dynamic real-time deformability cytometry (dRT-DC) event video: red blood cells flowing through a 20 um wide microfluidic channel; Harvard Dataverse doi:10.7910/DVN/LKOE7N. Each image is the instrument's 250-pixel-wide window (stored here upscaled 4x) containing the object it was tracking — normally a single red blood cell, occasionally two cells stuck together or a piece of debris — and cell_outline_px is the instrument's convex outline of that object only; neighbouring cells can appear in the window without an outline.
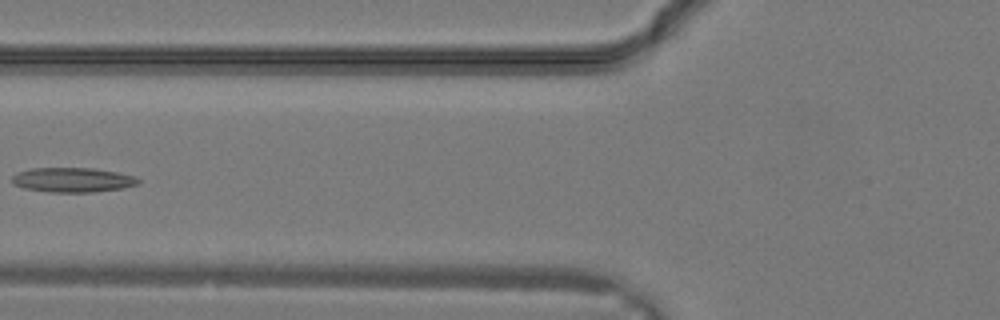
{"species": "common noctule bat (a hibernating species)", "species_latin": "Nyctalus noctula", "temperature_condition": "warm", "stored_images_in_passage": 24, "camera_frame_rate_fps": 3000, "um_per_image_px": 0.085, "animal": {"sex": "male", "body_mass_g": 19.2, "forearm_length_mm": 51.8}, "frame": {"image": 1, "passage_image": 7, "time_ms": 2.0, "image_size_px": [1000, 320], "cell_outline_px": [[140, 184], [124, 188], [92, 192], [52, 192], [24, 188], [16, 184], [12, 180], [12, 176], [16, 172], [32, 168], [92, 168], [116, 172], [136, 176], [140, 180]], "centroid_in_image_um": [6.22, 15.29], "position_along_channel_um": 119.6, "area_um2": 18.09}}
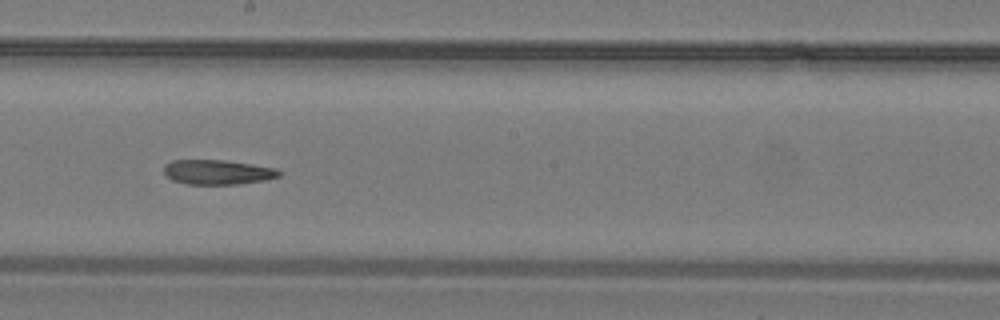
{"frame": {"image": 2, "passage_image": 12, "time_ms": 3.667, "image_size_px": [1000, 320], "cell_outline_px": [[280, 176], [264, 180], [236, 184], [188, 184], [172, 180], [164, 172], [164, 164], [172, 160], [224, 160], [252, 164], [276, 168], [280, 172]], "centroid_in_image_um": [18.48, 14.62], "position_along_channel_um": 229.7, "area_um2": 16.47}}
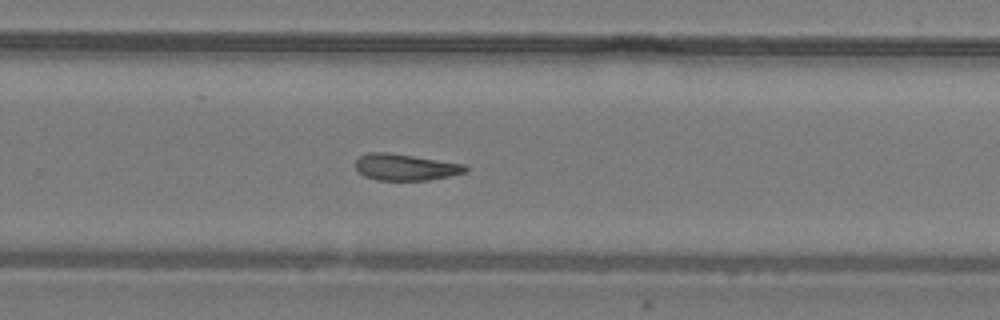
{"frame": {"image": 3, "passage_image": 15, "time_ms": 4.667, "image_size_px": [1000, 320], "cell_outline_px": [[468, 172], [452, 176], [428, 180], [376, 180], [364, 176], [356, 168], [356, 160], [360, 156], [368, 152], [388, 152], [464, 164], [468, 168]], "centroid_in_image_um": [34.48, 14.21], "position_along_channel_um": 295.3, "area_um2": 16.99}}